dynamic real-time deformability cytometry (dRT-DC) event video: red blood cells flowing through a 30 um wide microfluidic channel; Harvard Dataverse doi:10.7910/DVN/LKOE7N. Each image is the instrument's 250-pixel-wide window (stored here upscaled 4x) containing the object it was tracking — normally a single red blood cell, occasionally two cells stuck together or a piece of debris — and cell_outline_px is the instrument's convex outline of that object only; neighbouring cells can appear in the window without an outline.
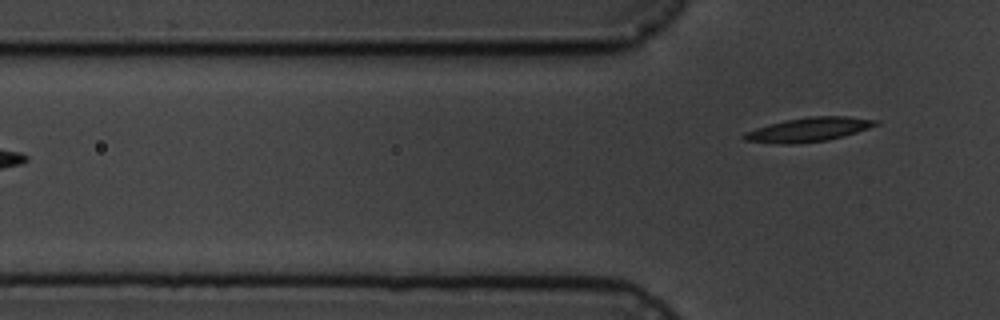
{"species": "common noctule bat (a hibernating species)", "species_latin": "Nyctalus noctula", "temperature_condition": "cold", "stored_images_in_passage": 3, "camera_frame_rate_fps": 3000, "um_per_image_px": 0.085, "animal": {"sex": "male", "body_mass_g": 19.5, "forearm_length_mm": 54.6}, "frame": {"image": 1, "passage_image": 3, "time_ms": 2.0, "image_size_px": [1000, 320], "cell_outline_px": [[880, 124], [844, 136], [828, 140], [792, 144], [780, 144], [744, 140], [740, 136], [744, 132], [756, 128], [784, 120], [808, 116], [848, 116], [880, 120]], "centroid_in_image_um": [68.74, 11.01], "position_along_channel_um": 57.1, "area_um2": 18.61}}